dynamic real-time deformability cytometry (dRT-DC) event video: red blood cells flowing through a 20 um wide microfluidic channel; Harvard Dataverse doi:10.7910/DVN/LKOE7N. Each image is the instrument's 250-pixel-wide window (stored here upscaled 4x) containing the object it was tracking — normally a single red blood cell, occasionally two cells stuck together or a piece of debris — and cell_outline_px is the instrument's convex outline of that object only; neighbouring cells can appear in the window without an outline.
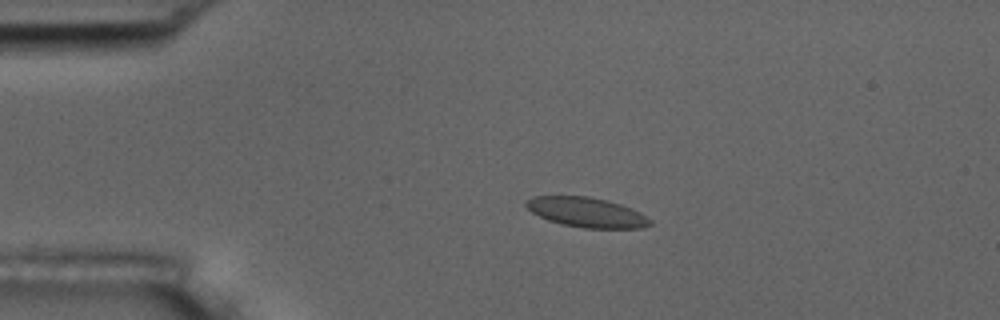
{"species": "common noctule bat (a hibernating species)", "species_latin": "Nyctalus noctula", "temperature_condition": "room temperature", "stored_images_in_passage": 56, "camera_frame_rate_fps": 3000, "um_per_image_px": 0.085, "animal": {"sex": "male", "body_mass_g": 17.5, "forearm_length_mm": 52.3}, "frame": {"image": 1, "passage_image": 12, "time_ms": 3.667, "image_size_px": [1000, 320], "cell_outline_px": [[652, 224], [640, 228], [584, 228], [564, 224], [548, 220], [532, 212], [524, 204], [524, 200], [532, 196], [588, 196], [608, 200], [632, 208], [640, 212], [652, 220]], "centroid_in_image_um": [49.86, 18.03], "position_along_channel_um": 35.1, "area_um2": 21.56}}
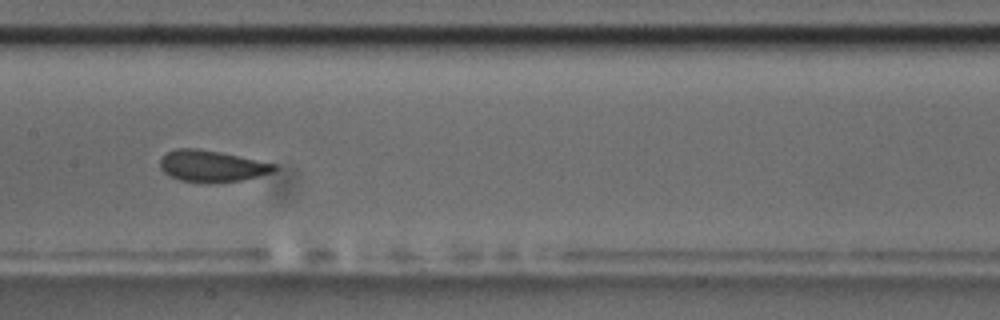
{"frame": {"image": 2, "passage_image": 28, "time_ms": 9.0, "image_size_px": [1000, 320], "cell_outline_px": [[276, 168], [272, 172], [240, 180], [204, 184], [180, 180], [168, 176], [160, 168], [160, 156], [176, 148], [196, 148], [220, 152], [276, 164]], "centroid_in_image_um": [17.93, 14.12], "position_along_channel_um": 189.5, "area_um2": 20.98}}
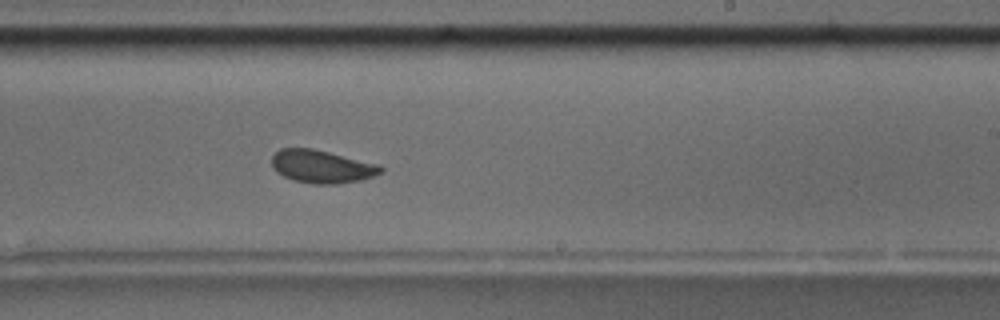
{"frame": {"image": 3, "passage_image": 34, "time_ms": 11.0, "image_size_px": [1000, 320], "cell_outline_px": [[384, 172], [360, 180], [336, 184], [312, 184], [292, 180], [276, 172], [272, 168], [272, 156], [280, 148], [312, 148], [380, 164], [384, 168]], "centroid_in_image_um": [27.35, 14.16], "position_along_channel_um": 261.6, "area_um2": 21.1}, "authors_computed_cell_mechanics": {"area_um2": 21.2126, "velocity_mm_per_s": 3.635, "shape_relaxation_time_tau1_ms": 10.7046, "shape_relaxation_time_tau2_ms": 1.2761, "deformation_change_tau1": 0.2045, "deformation_change_tau2": 0.0508}}